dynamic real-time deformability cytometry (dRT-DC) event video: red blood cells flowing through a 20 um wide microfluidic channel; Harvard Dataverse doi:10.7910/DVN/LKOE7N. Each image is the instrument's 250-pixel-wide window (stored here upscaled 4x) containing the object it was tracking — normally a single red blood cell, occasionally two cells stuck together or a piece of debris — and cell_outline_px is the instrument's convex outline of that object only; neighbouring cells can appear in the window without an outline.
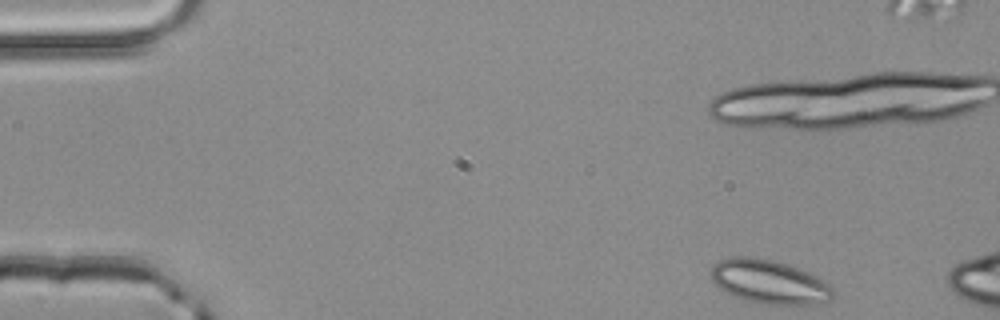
{"species": "common noctule bat (a hibernating species)", "species_latin": "Nyctalus noctula", "temperature_condition": "room temperature", "stored_images_in_passage": 7, "camera_frame_rate_fps": 3000, "um_per_image_px": 0.085, "animal": {"sex": "male", "body_mass_g": 20.4}, "frame": {"image": 1, "passage_image": 1, "time_ms": 0.0, "image_size_px": [1000, 320], "cell_outline_px": [[836, 296], [832, 300], [812, 304], [764, 304], [744, 300], [732, 296], [720, 288], [712, 280], [708, 272], [712, 264], [720, 260], [732, 256], [748, 256], [772, 260], [808, 272], [816, 276], [828, 284], [836, 292]], "centroid_in_image_um": [65.35, 23.96], "position_along_channel_um": 19.7, "area_um2": 31.33}}